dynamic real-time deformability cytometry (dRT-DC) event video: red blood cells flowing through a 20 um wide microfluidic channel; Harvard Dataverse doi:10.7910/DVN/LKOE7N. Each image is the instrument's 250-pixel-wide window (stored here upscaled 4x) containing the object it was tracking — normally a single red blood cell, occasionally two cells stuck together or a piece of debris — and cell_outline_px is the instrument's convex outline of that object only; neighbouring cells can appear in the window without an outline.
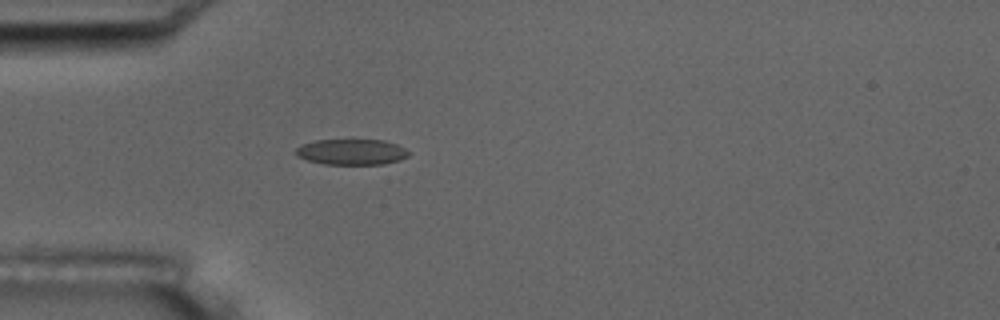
{"species": "common noctule bat (a hibernating species)", "species_latin": "Nyctalus noctula", "temperature_condition": "room temperature", "stored_images_in_passage": 1, "camera_frame_rate_fps": 3000, "um_per_image_px": 0.085, "animal": {"sex": "male", "body_mass_g": 17.5, "forearm_length_mm": 52.3}, "frame": {"image": 1, "passage_image": 1, "time_ms": 0.0, "image_size_px": [1000, 320], "cell_outline_px": [[408, 156], [400, 160], [384, 164], [324, 164], [308, 160], [296, 156], [296, 148], [300, 144], [316, 140], [384, 140], [396, 144], [404, 148], [408, 152]], "centroid_in_image_um": [29.86, 12.91], "position_along_channel_um": 55.1, "area_um2": 16.88}}